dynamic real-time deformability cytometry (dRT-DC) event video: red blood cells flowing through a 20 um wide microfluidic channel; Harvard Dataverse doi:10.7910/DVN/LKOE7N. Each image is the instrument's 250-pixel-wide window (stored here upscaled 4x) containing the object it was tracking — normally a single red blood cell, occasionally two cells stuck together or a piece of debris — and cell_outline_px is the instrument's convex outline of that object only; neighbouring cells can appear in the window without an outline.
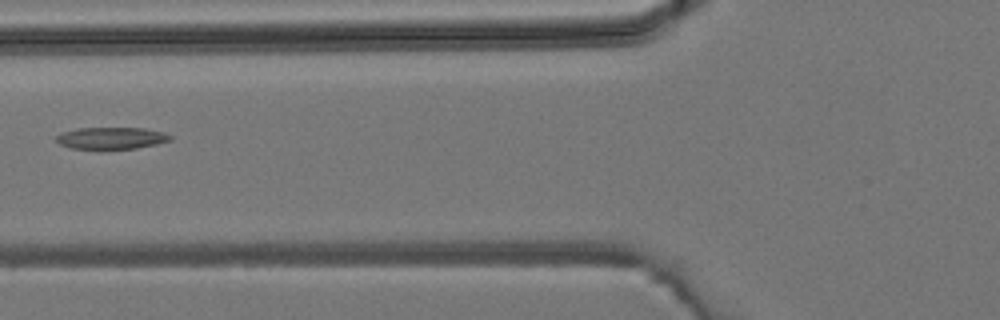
{"species": "common noctule bat (a hibernating species)", "species_latin": "Nyctalus noctula", "temperature_condition": "room temperature", "stored_images_in_passage": 5, "camera_frame_rate_fps": 3000, "um_per_image_px": 0.085, "animal": {"sex": "male", "body_mass_g": 19.2, "forearm_length_mm": 51.8}, "frame": {"image": 1, "passage_image": 5, "time_ms": 5.667, "image_size_px": [1000, 320], "cell_outline_px": [[172, 140], [156, 144], [136, 148], [72, 148], [60, 144], [56, 140], [56, 136], [64, 132], [76, 128], [144, 128], [164, 132], [172, 136]], "centroid_in_image_um": [9.5, 11.72], "position_along_channel_um": 116.3, "area_um2": 14.28}}